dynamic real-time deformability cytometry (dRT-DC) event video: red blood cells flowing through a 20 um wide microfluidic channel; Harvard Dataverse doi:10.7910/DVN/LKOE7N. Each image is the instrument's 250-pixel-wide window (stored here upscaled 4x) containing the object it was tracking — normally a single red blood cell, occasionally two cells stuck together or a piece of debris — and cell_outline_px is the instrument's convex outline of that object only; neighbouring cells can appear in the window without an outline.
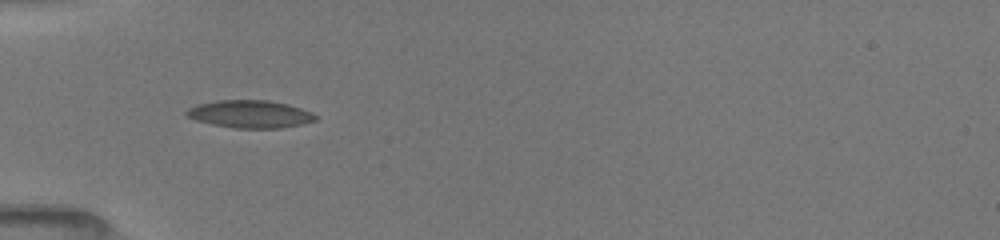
{"species": "common noctule bat (a hibernating species)", "species_latin": "Nyctalus noctula", "temperature_condition": "room temperature", "stored_images_in_passage": 15, "camera_frame_rate_fps": 3000, "um_per_image_px": 0.085, "animal": {"sex": "female", "body_mass_g": 19.5, "forearm_length_mm": 54.1}, "frame": {"image": 1, "passage_image": 11, "time_ms": 5.333, "image_size_px": [1000, 240], "cell_outline_px": [[316, 120], [304, 124], [280, 128], [232, 128], [212, 124], [196, 120], [184, 116], [184, 112], [188, 108], [196, 104], [216, 100], [268, 100], [288, 104], [312, 112], [316, 116]], "centroid_in_image_um": [21.22, 9.69], "position_along_channel_um": 63.8, "area_um2": 20.98}}
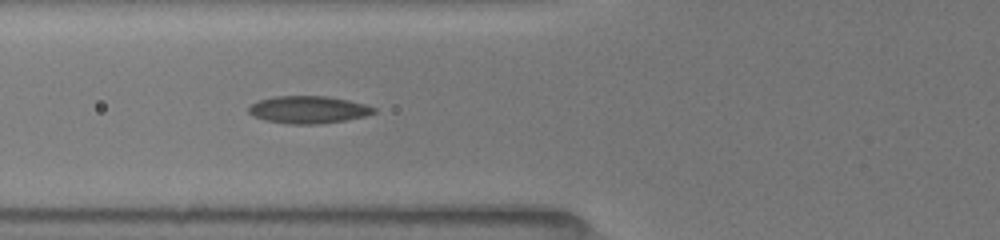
{"frame": {"image": 2, "passage_image": 13, "time_ms": 6.333, "image_size_px": [1000, 240], "cell_outline_px": [[376, 112], [364, 116], [344, 120], [320, 124], [288, 124], [264, 120], [252, 116], [248, 112], [248, 108], [252, 104], [260, 100], [276, 96], [324, 96], [348, 100], [364, 104], [376, 108]], "centroid_in_image_um": [26.18, 9.33], "position_along_channel_um": 99.6, "area_um2": 19.88}}
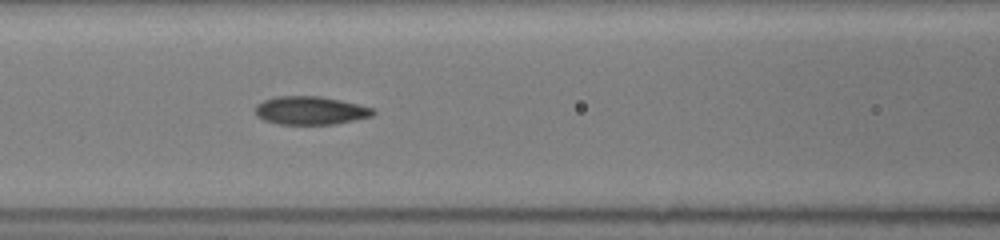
{"frame": {"image": 3, "passage_image": 15, "time_ms": 7.333, "image_size_px": [1000, 240], "cell_outline_px": [[376, 112], [372, 116], [336, 124], [280, 124], [264, 120], [256, 116], [256, 104], [264, 100], [276, 96], [320, 96], [340, 100], [372, 108]], "centroid_in_image_um": [26.37, 9.39], "position_along_channel_um": 140.2, "area_um2": 19.31}}